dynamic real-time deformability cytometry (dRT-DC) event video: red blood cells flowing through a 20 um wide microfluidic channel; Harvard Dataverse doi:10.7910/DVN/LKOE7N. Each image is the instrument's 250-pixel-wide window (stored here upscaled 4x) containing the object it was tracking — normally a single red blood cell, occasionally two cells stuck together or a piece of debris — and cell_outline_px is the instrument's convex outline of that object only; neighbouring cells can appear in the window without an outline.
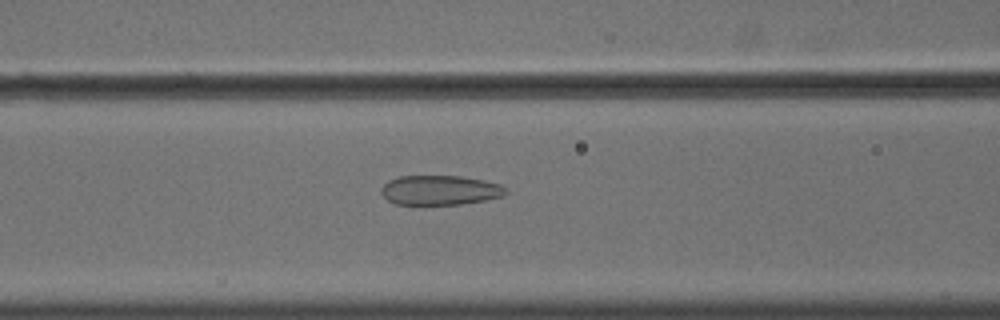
{"species": "common noctule bat (a hibernating species)", "species_latin": "Nyctalus noctula", "temperature_condition": "cold", "stored_images_in_passage": 56, "camera_frame_rate_fps": 3000, "um_per_image_px": 0.085, "animal": {"sex": "male", "body_mass_g": 18.8}, "frame": {"image": 1, "passage_image": 24, "time_ms": 7.667, "image_size_px": [1000, 320], "cell_outline_px": [[508, 192], [500, 196], [484, 200], [460, 204], [396, 204], [388, 200], [380, 192], [380, 188], [388, 180], [400, 176], [460, 176], [484, 180], [500, 184], [508, 188]], "centroid_in_image_um": [37.39, 16.15], "position_along_channel_um": 129.2, "area_um2": 21.44}}
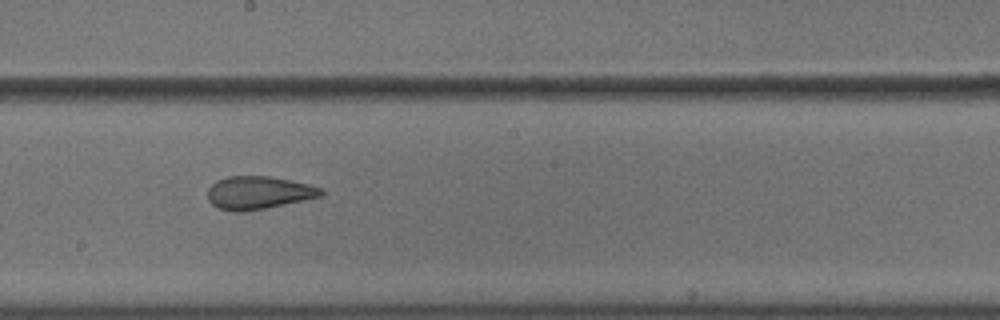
{"frame": {"image": 2, "passage_image": 32, "time_ms": 10.333, "image_size_px": [1000, 320], "cell_outline_px": [[324, 192], [320, 196], [304, 200], [264, 208], [240, 212], [232, 212], [216, 208], [208, 200], [208, 188], [216, 180], [228, 176], [268, 176], [308, 184], [324, 188]], "centroid_in_image_um": [21.93, 16.38], "position_along_channel_um": 226.3, "area_um2": 21.73}}
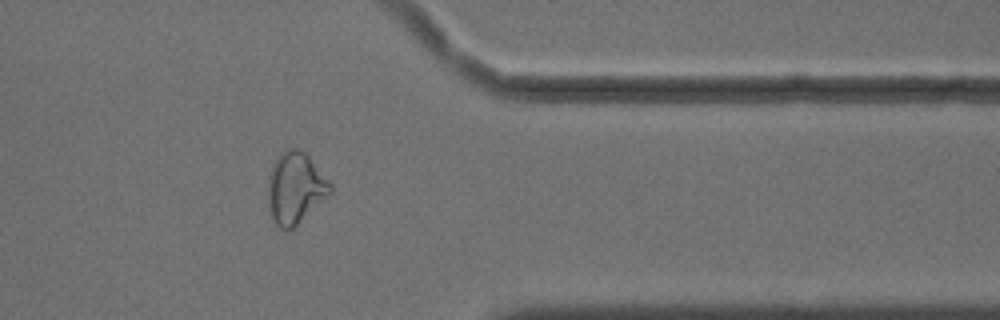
{"frame": {"image": 3, "passage_image": 46, "time_ms": 15.0, "image_size_px": [1000, 320], "cell_outline_px": [[332, 192], [292, 228], [284, 232], [272, 220], [268, 204], [268, 176], [272, 164], [280, 152], [288, 148], [296, 148], [304, 152], [308, 156], [332, 184]], "centroid_in_image_um": [25.07, 15.97], "position_along_channel_um": 386.3, "area_um2": 25.84}, "authors_computed_cell_mechanics": {"area_um2": 25.721, "velocity_mm_per_s": 3.6277, "shape_relaxation_time_tau1_ms": null, "shape_relaxation_time_tau2_ms": 1.7424, "deformation_change_tau1": null, "deformation_change_tau2": 0.0891}}